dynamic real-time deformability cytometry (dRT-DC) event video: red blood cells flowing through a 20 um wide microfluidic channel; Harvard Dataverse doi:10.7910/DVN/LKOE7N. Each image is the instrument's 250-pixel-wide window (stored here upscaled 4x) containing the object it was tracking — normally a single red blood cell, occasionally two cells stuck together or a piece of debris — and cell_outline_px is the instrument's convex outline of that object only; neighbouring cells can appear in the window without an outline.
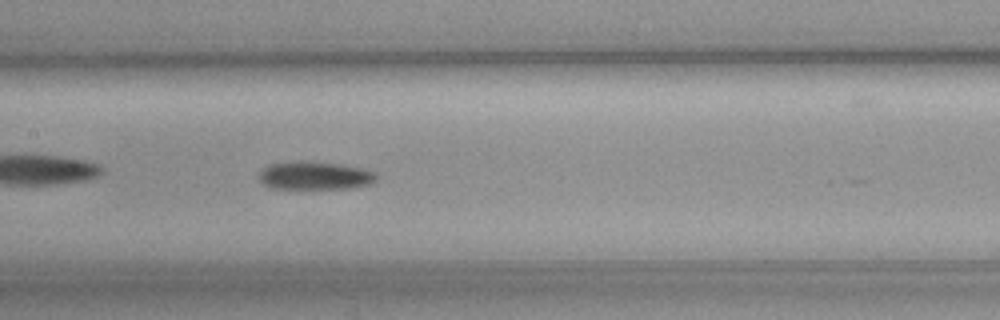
{"species": "common noctule bat (a hibernating species)", "species_latin": "Nyctalus noctula", "temperature_condition": "cold", "stored_images_in_passage": 41, "camera_frame_rate_fps": 3000, "um_per_image_px": 0.085, "animal": {"sex": "female", "body_mass_g": 19.3, "forearm_length_mm": 54.1}, "frame": {"image": 1, "passage_image": 12, "time_ms": 3.667, "image_size_px": [1000, 320], "cell_outline_px": [[376, 180], [368, 184], [348, 188], [268, 188], [260, 180], [260, 172], [268, 164], [300, 160], [340, 164], [360, 168], [376, 172]], "centroid_in_image_um": [26.73, 14.91], "position_along_channel_um": 180.7, "area_um2": 19.07}, "authors_computed_cell_mechanics": {"area_um2": 18.7272, "velocity_mm_per_s": 3.6012, "shape_relaxation_time_tau1_ms": 6.1707, "shape_relaxation_time_tau2_ms": null, "deformation_change_tau1": 0.0886, "deformation_change_tau2": null}}